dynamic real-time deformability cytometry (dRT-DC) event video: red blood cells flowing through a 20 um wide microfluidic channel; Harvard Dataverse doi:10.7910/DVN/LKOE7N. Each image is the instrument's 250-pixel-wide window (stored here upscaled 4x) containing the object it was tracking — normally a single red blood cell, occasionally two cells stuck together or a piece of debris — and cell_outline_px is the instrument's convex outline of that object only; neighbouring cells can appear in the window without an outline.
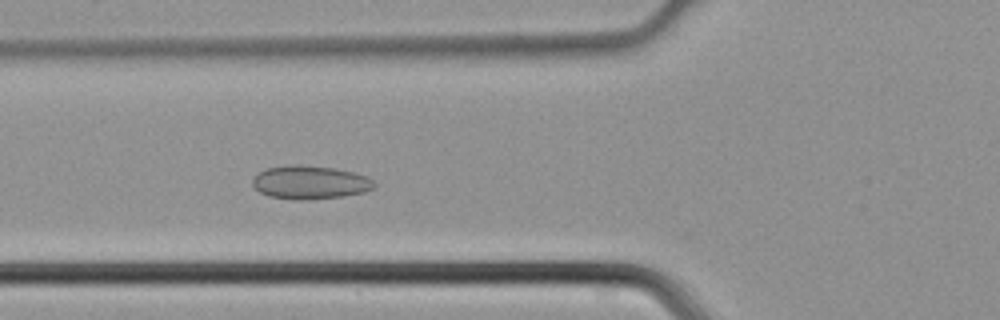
{"species": "common noctule bat (a hibernating species)", "species_latin": "Nyctalus noctula", "temperature_condition": "cold", "stored_images_in_passage": 32, "camera_frame_rate_fps": 3000, "um_per_image_px": 0.085, "animal": {"sex": "male", "body_mass_g": 21.5, "forearm_length_mm": 52.0}, "frame": {"image": 1, "passage_image": 3, "time_ms": 0.667, "image_size_px": [1000, 320], "cell_outline_px": [[376, 188], [364, 192], [344, 196], [304, 200], [296, 200], [268, 196], [260, 192], [252, 184], [252, 180], [260, 172], [268, 168], [288, 164], [300, 164], [336, 168], [356, 172], [368, 176], [376, 184]], "centroid_in_image_um": [26.4, 15.49], "position_along_channel_um": 99.4, "area_um2": 23.99}}
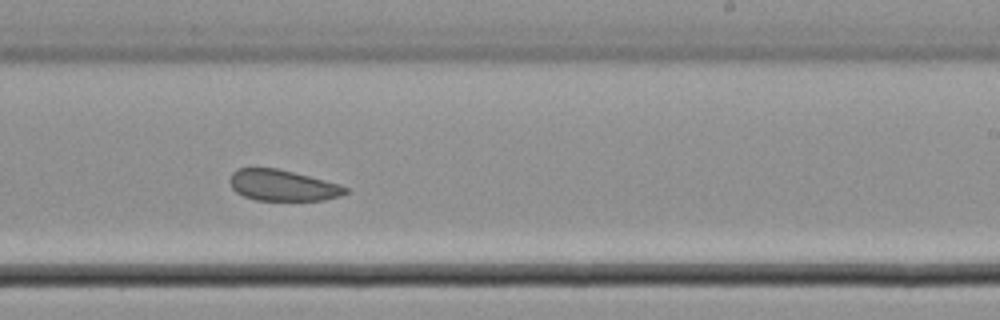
{"frame": {"image": 2, "passage_image": 14, "time_ms": 4.333, "image_size_px": [1000, 320], "cell_outline_px": [[348, 192], [340, 196], [324, 200], [256, 200], [244, 196], [236, 192], [232, 188], [228, 180], [232, 172], [236, 168], [276, 168], [340, 184], [348, 188]], "centroid_in_image_um": [23.99, 15.76], "position_along_channel_um": 265.0, "area_um2": 20.87}}
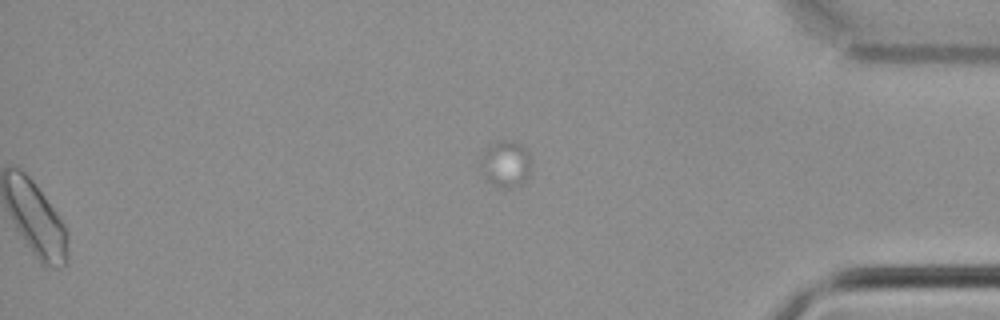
{"frame": {"image": 3, "passage_image": 32, "time_ms": 10.333, "image_size_px": [1000, 320], "cell_outline_px": [[528, 176], [520, 184], [512, 188], [508, 188], [492, 184], [484, 176], [476, 164], [484, 152], [492, 144], [500, 140], [508, 140], [520, 144], [528, 152]], "centroid_in_image_um": [42.9, 13.93], "position_along_channel_um": 392.3, "area_um2": 13.47}}